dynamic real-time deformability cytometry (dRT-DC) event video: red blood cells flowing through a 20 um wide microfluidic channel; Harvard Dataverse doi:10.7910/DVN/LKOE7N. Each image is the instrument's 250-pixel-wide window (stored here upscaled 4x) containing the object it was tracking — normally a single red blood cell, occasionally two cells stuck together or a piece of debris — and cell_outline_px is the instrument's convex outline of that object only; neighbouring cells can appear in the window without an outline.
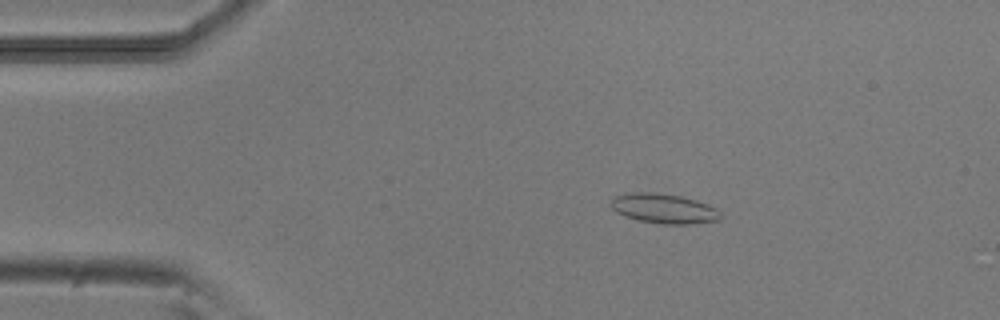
{"species": "common noctule bat (a hibernating species)", "species_latin": "Nyctalus noctula", "temperature_condition": "room temperature", "stored_images_in_passage": 34, "camera_frame_rate_fps": 3000, "um_per_image_px": 0.085, "animal": {"sex": "male", "body_mass_g": 20.5, "forearm_length_mm": 52.5}, "frame": {"image": 1, "passage_image": 1, "time_ms": 0.0, "image_size_px": [1000, 320], "cell_outline_px": [[724, 216], [720, 220], [692, 224], [664, 224], [640, 220], [624, 216], [616, 212], [608, 204], [616, 196], [632, 192], [652, 192], [680, 196], [696, 200], [708, 204], [716, 208]], "centroid_in_image_um": [56.46, 17.73], "position_along_channel_um": 28.5, "area_um2": 19.07}}
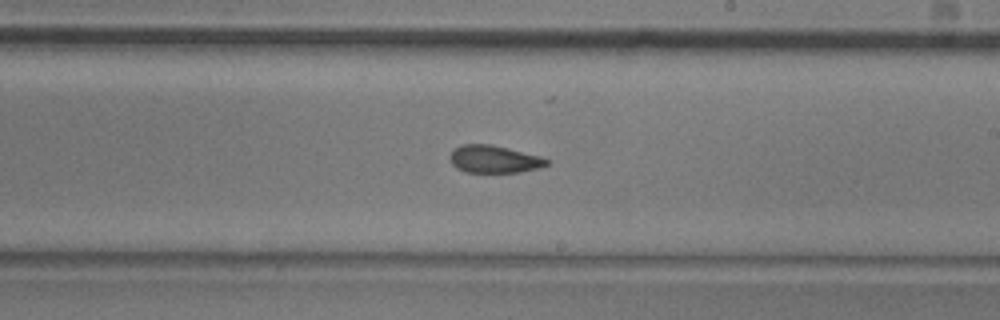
{"frame": {"image": 2, "passage_image": 22, "time_ms": 7.0, "image_size_px": [1000, 320], "cell_outline_px": [[552, 164], [540, 168], [520, 172], [464, 172], [456, 168], [452, 164], [448, 156], [460, 144], [488, 144], [508, 148], [540, 156], [552, 160]], "centroid_in_image_um": [42.04, 13.54], "position_along_channel_um": 247.0, "area_um2": 15.72}}
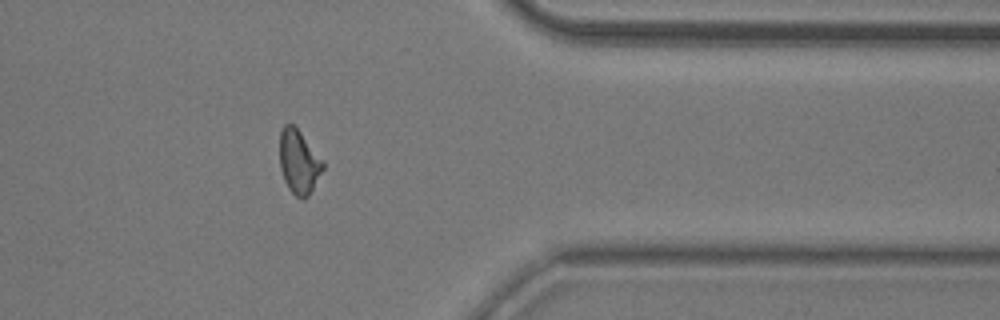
{"frame": {"image": 3, "passage_image": 34, "time_ms": 11.0, "image_size_px": [1000, 320], "cell_outline_px": [[324, 168], [308, 196], [304, 200], [300, 200], [288, 188], [284, 180], [280, 168], [280, 132], [284, 124], [292, 124], [300, 132], [324, 160]], "centroid_in_image_um": [25.4, 13.77], "position_along_channel_um": 386.0, "area_um2": 16.13}, "authors_computed_cell_mechanics": {"area_um2": 16.3574, "velocity_mm_per_s": 3.8647, "shape_relaxation_time_tau1_ms": null, "shape_relaxation_time_tau2_ms": 2.1633, "deformation_change_tau1": null, "deformation_change_tau2": 0.0914}}